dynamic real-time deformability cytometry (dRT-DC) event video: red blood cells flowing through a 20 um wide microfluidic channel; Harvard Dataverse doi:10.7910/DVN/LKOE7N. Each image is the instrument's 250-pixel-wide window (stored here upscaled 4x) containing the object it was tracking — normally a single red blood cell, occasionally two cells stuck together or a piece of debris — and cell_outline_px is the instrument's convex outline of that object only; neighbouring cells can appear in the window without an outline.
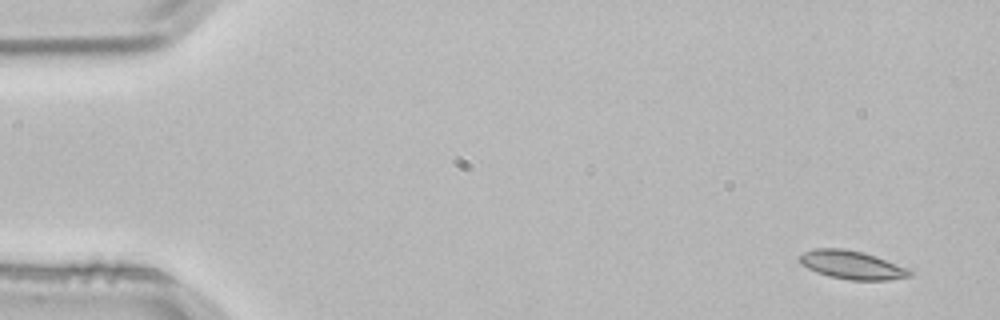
{"species": "common noctule bat (a hibernating species)", "species_latin": "Nyctalus noctula", "temperature_condition": "room temperature", "stored_images_in_passage": 3, "camera_frame_rate_fps": 3000, "um_per_image_px": 0.085, "animal": {"sex": "male", "body_mass_g": 21.5, "forearm_length_mm": 52.0}, "frame": {"image": 1, "passage_image": 1, "time_ms": 0.0, "image_size_px": [1000, 320], "cell_outline_px": [[912, 276], [888, 280], [848, 280], [828, 276], [816, 272], [800, 264], [800, 256], [804, 252], [816, 248], [844, 248], [864, 252], [876, 256], [908, 268], [912, 272]], "centroid_in_image_um": [72.42, 22.52], "position_along_channel_um": 12.6, "area_um2": 18.32}}